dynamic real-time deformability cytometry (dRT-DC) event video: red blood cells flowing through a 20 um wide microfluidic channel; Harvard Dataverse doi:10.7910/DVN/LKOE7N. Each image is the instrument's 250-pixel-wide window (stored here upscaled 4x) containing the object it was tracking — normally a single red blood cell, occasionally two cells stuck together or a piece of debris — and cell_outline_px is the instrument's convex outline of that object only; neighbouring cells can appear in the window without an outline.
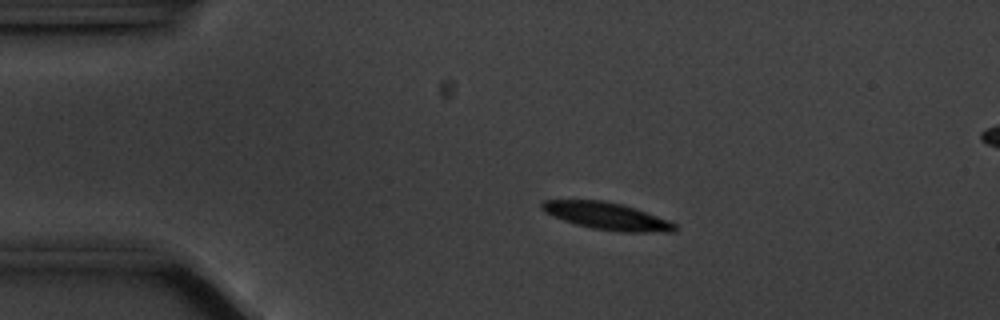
{"species": "common noctule bat (a hibernating species)", "species_latin": "Nyctalus noctula", "temperature_condition": "cold", "stored_images_in_passage": 50, "segment_of_instrument_passage": [1, 2], "camera_frame_rate_fps": 3000, "um_per_image_px": 0.085, "animal": {"sex": "male", "body_mass_g": 20.1, "forearm_length_mm": 53.5}, "frame": {"image": 1, "passage_image": 3, "time_ms": 0.667, "image_size_px": [1000, 320], "cell_outline_px": [[676, 232], [616, 232], [592, 228], [576, 224], [552, 216], [544, 212], [540, 208], [540, 204], [544, 200], [604, 200], [620, 204], [668, 220], [676, 224]], "centroid_in_image_um": [51.55, 18.38], "position_along_channel_um": 33.5, "area_um2": 20.92}}
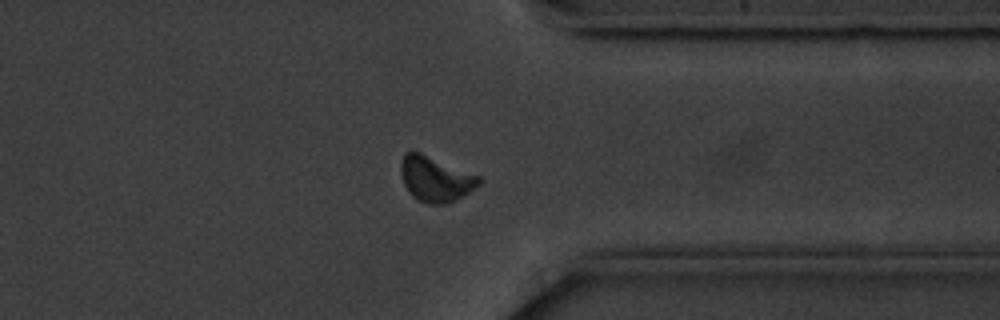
{"frame": {"image": 2, "passage_image": 36, "time_ms": 11.667, "image_size_px": [1000, 320], "cell_outline_px": [[484, 180], [480, 184], [456, 200], [448, 204], [428, 204], [416, 200], [408, 192], [404, 184], [400, 172], [400, 164], [404, 152], [420, 152], [480, 176]], "centroid_in_image_um": [37.0, 15.22], "position_along_channel_um": 374.4, "area_um2": 20.75}}
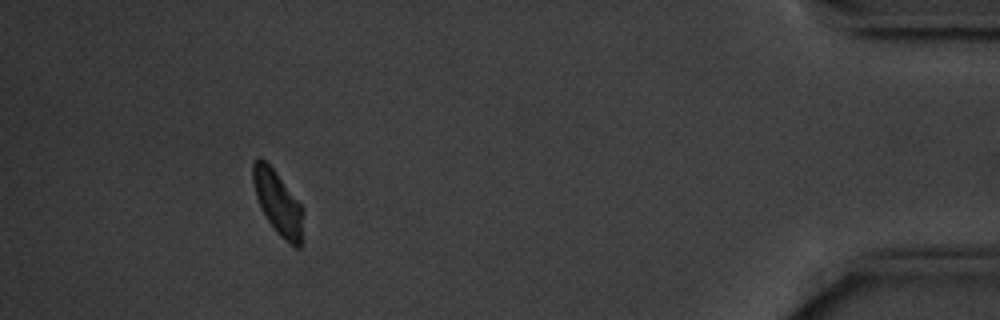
{"frame": {"image": 3, "passage_image": 44, "time_ms": 14.333, "image_size_px": [1000, 320], "cell_outline_px": [[304, 208], [300, 248], [296, 248], [284, 240], [276, 232], [268, 220], [256, 196], [252, 180], [252, 164], [256, 156], [260, 156], [276, 172]], "centroid_in_image_um": [23.62, 17.22], "position_along_channel_um": 411.6, "area_um2": 18.55}}